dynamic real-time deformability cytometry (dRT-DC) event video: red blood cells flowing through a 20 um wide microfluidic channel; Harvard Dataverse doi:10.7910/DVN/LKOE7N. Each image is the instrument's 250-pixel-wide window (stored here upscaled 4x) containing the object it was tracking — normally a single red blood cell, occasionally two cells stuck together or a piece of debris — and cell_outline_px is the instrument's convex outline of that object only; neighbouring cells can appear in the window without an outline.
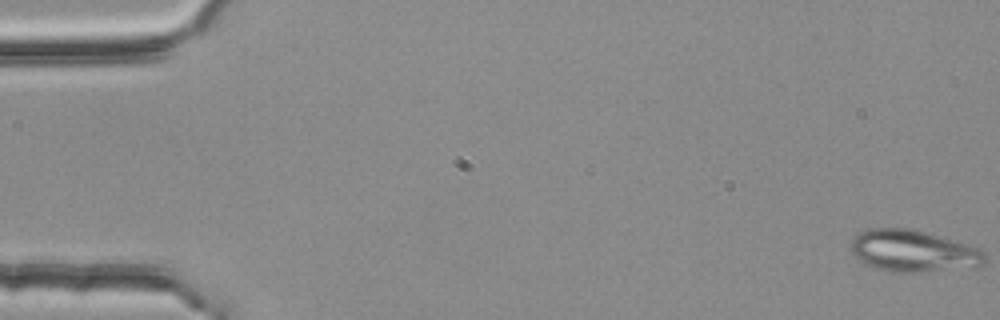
{"species": "common noctule bat (a hibernating species)", "species_latin": "Nyctalus noctula", "temperature_condition": "room temperature", "stored_images_in_passage": 4, "camera_frame_rate_fps": 3000, "um_per_image_px": 0.085, "animal": {"sex": "female", "body_mass_g": 25.1}, "frame": {"image": 1, "passage_image": 1, "time_ms": 0.0, "image_size_px": [1000, 320], "cell_outline_px": [[984, 264], [976, 268], [920, 272], [896, 272], [876, 268], [864, 264], [852, 252], [852, 240], [856, 232], [868, 228], [912, 228], [972, 244], [980, 248], [984, 252]], "centroid_in_image_um": [77.68, 21.32], "position_along_channel_um": 7.3, "area_um2": 33.23}}